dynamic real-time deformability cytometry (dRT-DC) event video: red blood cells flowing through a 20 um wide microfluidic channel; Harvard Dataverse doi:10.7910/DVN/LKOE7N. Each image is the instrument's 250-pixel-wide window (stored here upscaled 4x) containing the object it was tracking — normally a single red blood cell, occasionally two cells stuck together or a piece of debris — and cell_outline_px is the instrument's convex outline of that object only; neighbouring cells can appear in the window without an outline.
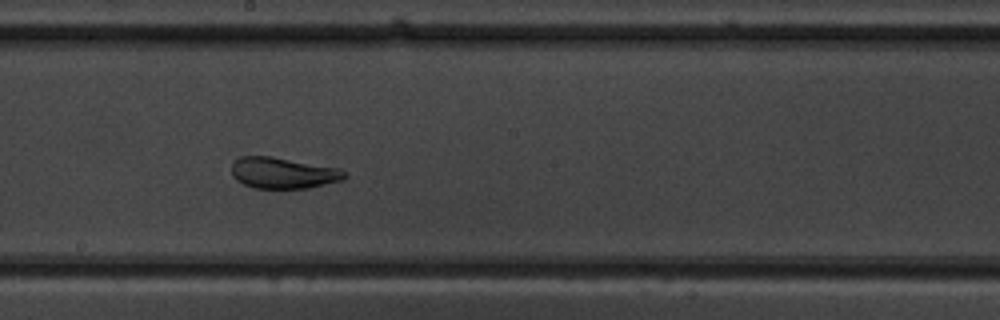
{"species": "common noctule bat (a hibernating species)", "species_latin": "Nyctalus noctula", "temperature_condition": "warm", "stored_images_in_passage": 30, "camera_frame_rate_fps": 3000, "um_per_image_px": 0.085, "animal": {"sex": "male", "body_mass_g": 19.5, "forearm_length_mm": 54.6}, "frame": {"image": 1, "passage_image": 15, "time_ms": 4.667, "image_size_px": [1000, 320], "cell_outline_px": [[348, 176], [344, 180], [308, 188], [256, 188], [244, 184], [236, 180], [232, 176], [232, 164], [240, 156], [272, 156], [340, 168]], "centroid_in_image_um": [24.08, 14.7], "position_along_channel_um": 224.1, "area_um2": 20.58}}
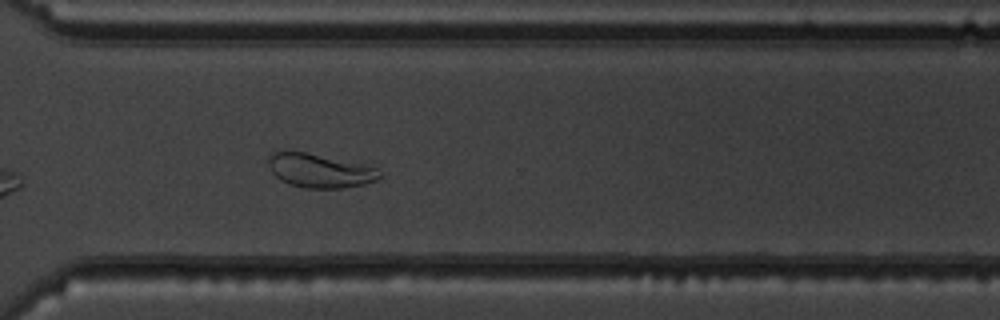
{"frame": {"image": 2, "passage_image": 24, "time_ms": 7.667, "image_size_px": [1000, 320], "cell_outline_px": [[380, 176], [376, 180], [364, 184], [344, 188], [304, 188], [288, 184], [280, 180], [272, 172], [268, 164], [268, 156], [272, 152], [304, 152], [364, 164], [376, 168]], "centroid_in_image_um": [27.15, 14.52], "position_along_channel_um": 343.5, "area_um2": 21.73}}
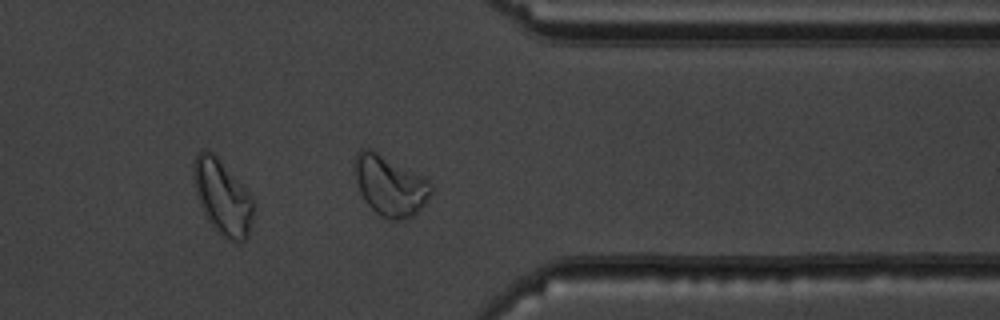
{"frame": {"image": 3, "passage_image": 27, "time_ms": 8.667, "image_size_px": [1000, 320], "cell_outline_px": [[432, 192], [424, 204], [412, 216], [404, 220], [392, 220], [380, 216], [364, 200], [360, 192], [356, 180], [356, 152], [364, 148], [372, 148], [424, 176], [432, 184]], "centroid_in_image_um": [33.17, 15.76], "position_along_channel_um": 378.2, "area_um2": 26.82}, "authors_computed_cell_mechanics": {"area_um2": 21.0681, "velocity_mm_per_s": 3.9736, "shape_relaxation_time_tau1_ms": 5.3, "shape_relaxation_time_tau2_ms": null, "deformation_change_tau1": 0.1692, "deformation_change_tau2": null}}